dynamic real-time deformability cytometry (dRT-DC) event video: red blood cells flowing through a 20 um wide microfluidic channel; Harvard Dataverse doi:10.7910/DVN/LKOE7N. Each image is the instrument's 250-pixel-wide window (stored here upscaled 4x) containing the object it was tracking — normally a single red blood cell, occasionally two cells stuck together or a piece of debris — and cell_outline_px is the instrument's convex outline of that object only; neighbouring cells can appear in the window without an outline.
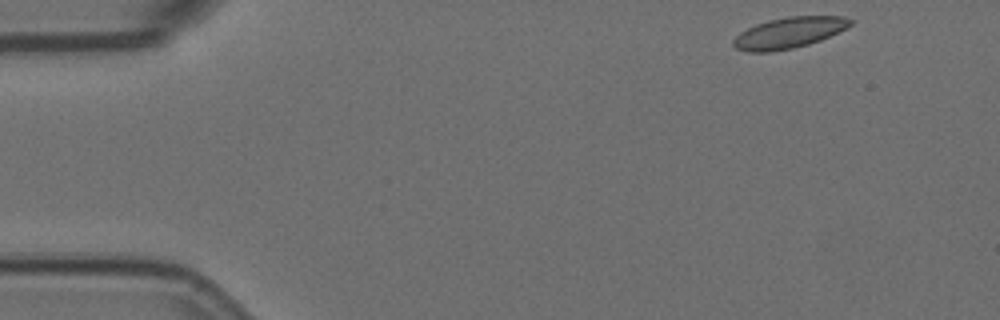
{"species": "Egyptian fruit bat (a non-hibernating species)", "species_latin": "Rousettus aegyptiacus", "temperature_condition": "room temperature", "stored_images_in_passage": 6, "camera_frame_rate_fps": 3000, "um_per_image_px": 0.085, "animal": {"sex": "female"}, "frame": {"image": 1, "passage_image": 1, "time_ms": 0.0, "image_size_px": [1000, 320], "cell_outline_px": [[856, 20], [852, 24], [820, 40], [808, 44], [792, 48], [768, 52], [748, 52], [736, 48], [732, 44], [732, 40], [740, 32], [756, 24], [768, 20], [788, 16], [844, 16]], "centroid_in_image_um": [67.04, 2.77], "position_along_channel_um": 18.0, "area_um2": 20.98}}